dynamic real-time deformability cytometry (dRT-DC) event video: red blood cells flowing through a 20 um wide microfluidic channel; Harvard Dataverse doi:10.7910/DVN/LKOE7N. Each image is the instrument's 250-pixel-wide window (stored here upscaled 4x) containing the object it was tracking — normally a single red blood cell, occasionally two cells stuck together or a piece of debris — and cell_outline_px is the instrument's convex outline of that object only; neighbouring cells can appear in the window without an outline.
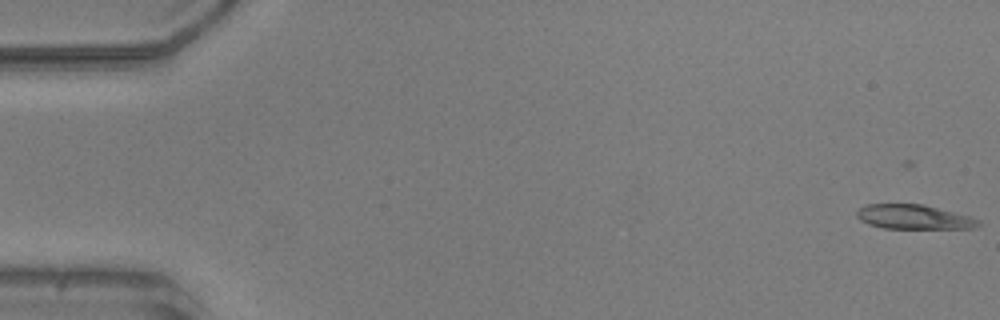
{"species": "common noctule bat (a hibernating species)", "species_latin": "Nyctalus noctula", "temperature_condition": "warm", "stored_images_in_passage": 50, "camera_frame_rate_fps": 3000, "um_per_image_px": 0.085, "animal": {"sex": "male", "body_mass_g": 20.5, "forearm_length_mm": 52.5}, "frame": {"image": 1, "passage_image": 2, "time_ms": 0.333, "image_size_px": [1000, 320], "cell_outline_px": [[980, 224], [976, 228], [884, 228], [868, 224], [860, 220], [856, 216], [856, 212], [860, 208], [868, 204], [924, 204], [972, 216], [980, 220]], "centroid_in_image_um": [77.71, 18.43], "position_along_channel_um": 7.3, "area_um2": 17.4}}
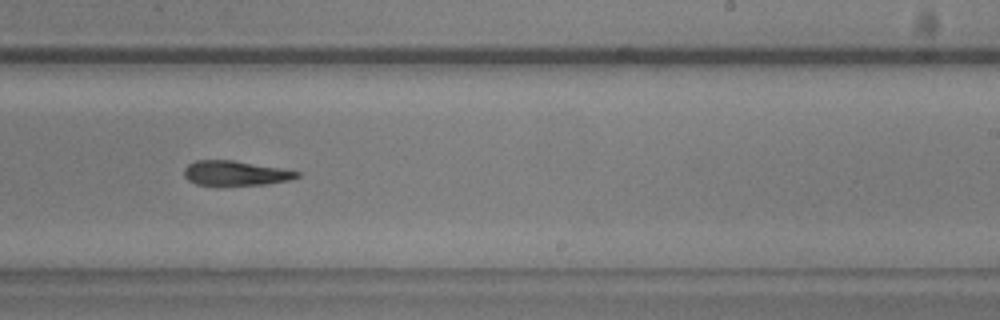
{"frame": {"image": 2, "passage_image": 33, "time_ms": 10.667, "image_size_px": [1000, 320], "cell_outline_px": [[300, 176], [288, 180], [268, 184], [216, 188], [196, 184], [188, 180], [184, 176], [184, 168], [188, 164], [196, 160], [232, 160], [280, 168], [300, 172]], "centroid_in_image_um": [19.95, 14.77], "position_along_channel_um": 269.1, "area_um2": 16.94}}
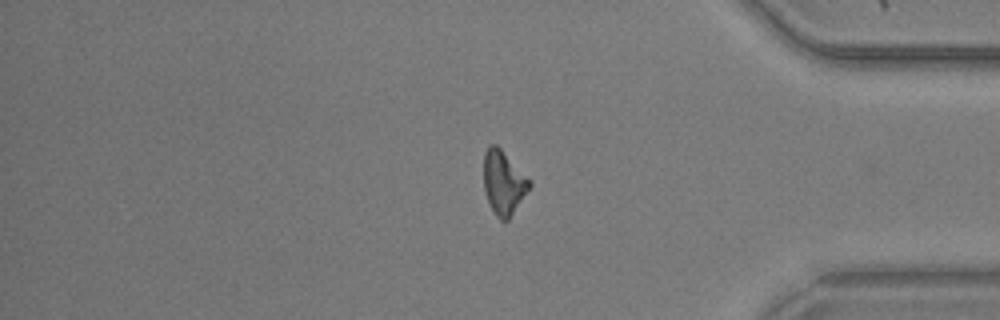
{"frame": {"image": 3, "passage_image": 44, "time_ms": 14.333, "image_size_px": [1000, 320], "cell_outline_px": [[532, 184], [508, 220], [500, 220], [496, 216], [488, 200], [484, 188], [484, 152], [488, 144], [496, 144], [532, 180]], "centroid_in_image_um": [42.81, 15.48], "position_along_channel_um": 392.4, "area_um2": 16.94}, "authors_computed_cell_mechanics": {"area_um2": 17.3111, "velocity_mm_per_s": 3.968, "shape_relaxation_time_tau1_ms": 4.7644, "shape_relaxation_time_tau2_ms": 9.6294, "deformation_change_tau1": 0.1904, "deformation_change_tau2": 0.2639}}